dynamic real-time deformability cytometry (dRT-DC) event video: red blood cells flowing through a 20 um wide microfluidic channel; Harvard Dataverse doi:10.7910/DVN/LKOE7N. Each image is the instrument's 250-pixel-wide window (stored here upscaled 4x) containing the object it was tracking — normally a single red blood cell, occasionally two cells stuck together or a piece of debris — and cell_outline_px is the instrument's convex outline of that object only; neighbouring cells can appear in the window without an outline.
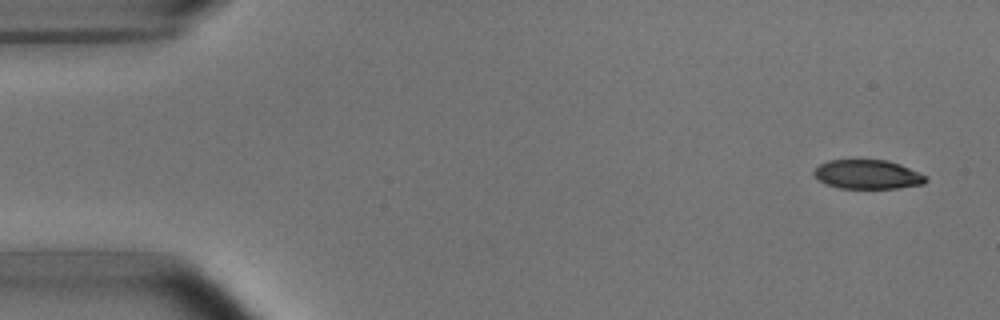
{"species": "common noctule bat (a hibernating species)", "species_latin": "Nyctalus noctula", "temperature_condition": "room temperature", "stored_images_in_passage": 9, "camera_frame_rate_fps": 3000, "um_per_image_px": 0.085, "animal": {"sex": "male", "body_mass_g": 15.6}, "frame": {"image": 1, "passage_image": 1, "time_ms": 0.0, "image_size_px": [1000, 320], "cell_outline_px": [[928, 180], [924, 184], [896, 188], [840, 188], [824, 184], [812, 172], [820, 164], [828, 160], [888, 160], [900, 164], [928, 176]], "centroid_in_image_um": [73.77, 14.83], "position_along_channel_um": 11.2, "area_um2": 19.02}}
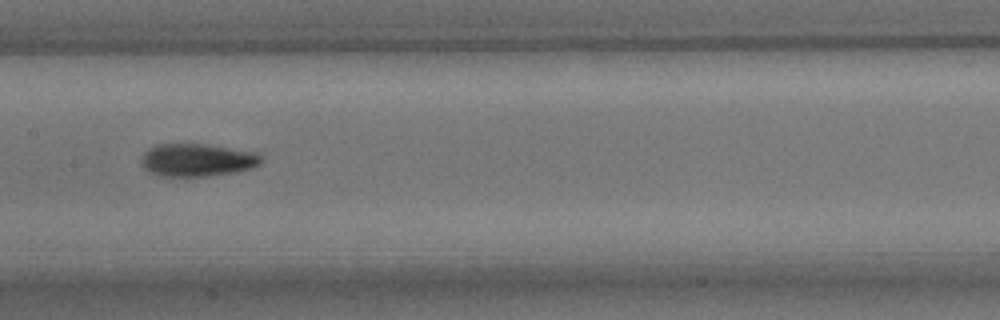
{"frame": {"image": 2, "passage_image": 8, "time_ms": 8.0, "image_size_px": [1000, 320], "cell_outline_px": [[264, 160], [260, 164], [252, 168], [236, 172], [208, 176], [160, 176], [148, 172], [140, 164], [144, 152], [148, 148], [156, 144], [204, 144], [256, 152], [264, 156]], "centroid_in_image_um": [16.77, 13.6], "position_along_channel_um": 190.6, "area_um2": 23.18}}
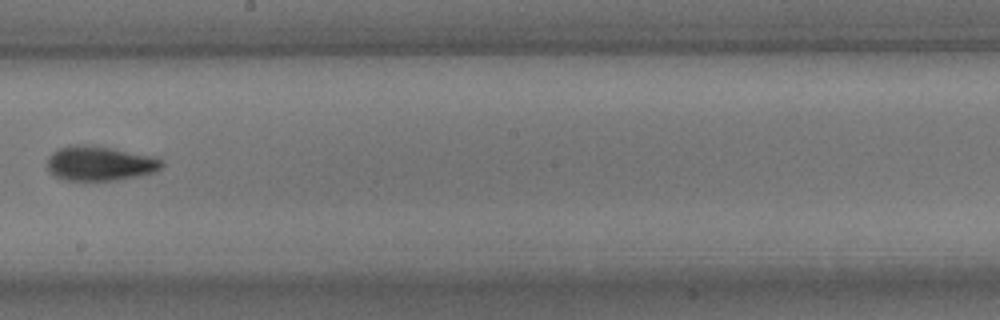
{"frame": {"image": 3, "passage_image": 9, "time_ms": 9.333, "image_size_px": [1000, 320], "cell_outline_px": [[164, 164], [156, 172], [140, 176], [116, 180], [64, 180], [48, 172], [48, 156], [52, 152], [68, 144], [84, 144], [108, 148], [144, 156], [160, 160]], "centroid_in_image_um": [8.4, 13.91], "position_along_channel_um": 239.8, "area_um2": 22.66}}